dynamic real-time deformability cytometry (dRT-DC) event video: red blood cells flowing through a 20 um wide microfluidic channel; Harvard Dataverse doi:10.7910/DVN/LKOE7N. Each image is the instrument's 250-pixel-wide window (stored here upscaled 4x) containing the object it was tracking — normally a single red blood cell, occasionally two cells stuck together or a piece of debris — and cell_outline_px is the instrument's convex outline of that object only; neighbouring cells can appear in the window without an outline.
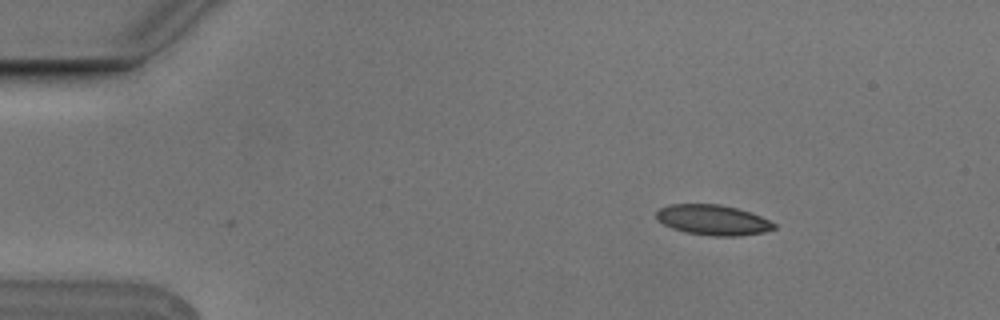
{"species": "Egyptian fruit bat (a non-hibernating species)", "species_latin": "Rousettus aegyptiacus", "temperature_condition": "cold", "stored_images_in_passage": 3, "camera_frame_rate_fps": 3000, "um_per_image_px": 0.085, "animal": {"sex": "male"}, "frame": {"image": 1, "passage_image": 3, "time_ms": 0.667, "image_size_px": [1000, 320], "cell_outline_px": [[776, 228], [764, 232], [740, 236], [712, 236], [684, 232], [672, 228], [656, 220], [656, 212], [660, 208], [668, 204], [720, 204], [736, 208], [760, 216], [776, 224]], "centroid_in_image_um": [60.57, 18.7], "position_along_channel_um": 24.4, "area_um2": 20.81}}